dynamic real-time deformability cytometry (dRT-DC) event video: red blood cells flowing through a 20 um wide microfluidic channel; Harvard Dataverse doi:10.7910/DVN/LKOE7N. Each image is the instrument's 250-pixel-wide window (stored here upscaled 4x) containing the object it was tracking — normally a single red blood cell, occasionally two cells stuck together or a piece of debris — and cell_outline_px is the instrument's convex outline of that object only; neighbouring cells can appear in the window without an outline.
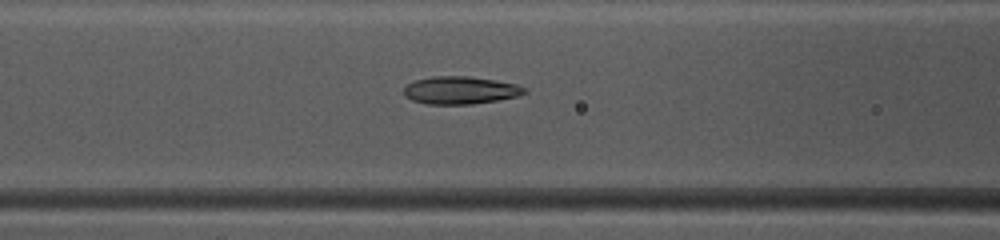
{"species": "common noctule bat (a hibernating species)", "species_latin": "Nyctalus noctula", "temperature_condition": "warm", "stored_images_in_passage": 49, "camera_frame_rate_fps": 3000, "um_per_image_px": 0.085, "animal": {"sex": "female", "body_mass_g": 10.0, "forearm_length_mm": 53.1}, "frame": {"image": 1, "passage_image": 21, "time_ms": 6.667, "image_size_px": [1000, 240], "cell_outline_px": [[528, 92], [516, 96], [496, 100], [472, 104], [428, 104], [412, 100], [404, 96], [404, 88], [408, 84], [416, 80], [432, 76], [468, 76], [496, 80], [516, 84], [528, 88]], "centroid_in_image_um": [39.14, 7.66], "position_along_channel_um": 127.5, "area_um2": 19.42}}
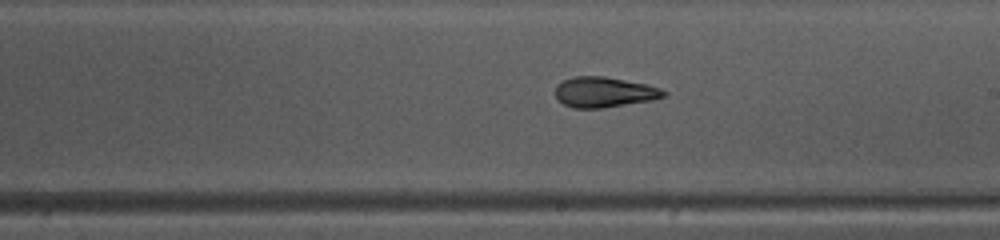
{"frame": {"image": 2, "passage_image": 29, "time_ms": 9.333, "image_size_px": [1000, 240], "cell_outline_px": [[668, 92], [664, 96], [652, 100], [604, 108], [572, 108], [556, 100], [556, 84], [572, 76], [604, 76], [644, 84], [660, 88]], "centroid_in_image_um": [51.31, 7.84], "position_along_channel_um": 237.7, "area_um2": 19.19}}
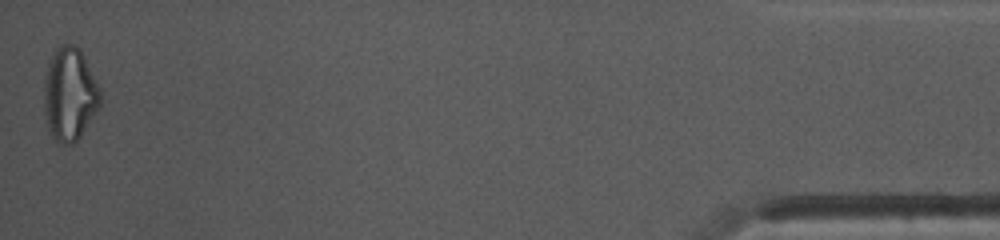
{"frame": {"image": 3, "passage_image": 49, "time_ms": 16.0, "image_size_px": [1000, 240], "cell_outline_px": [[100, 104], [80, 136], [72, 144], [64, 144], [56, 140], [52, 136], [48, 128], [44, 112], [44, 80], [48, 64], [56, 48], [64, 44], [76, 44], [80, 48], [100, 88]], "centroid_in_image_um": [5.91, 7.98], "position_along_channel_um": 429.3, "area_um2": 30.29}, "authors_computed_cell_mechanics": {"area_um2": 19.7676, "velocity_mm_per_s": 4.1309, "shape_relaxation_time_tau1_ms": 7.1404, "shape_relaxation_time_tau2_ms": 1.9879, "deformation_change_tau1": 0.1691, "deformation_change_tau2": 0.1004}}